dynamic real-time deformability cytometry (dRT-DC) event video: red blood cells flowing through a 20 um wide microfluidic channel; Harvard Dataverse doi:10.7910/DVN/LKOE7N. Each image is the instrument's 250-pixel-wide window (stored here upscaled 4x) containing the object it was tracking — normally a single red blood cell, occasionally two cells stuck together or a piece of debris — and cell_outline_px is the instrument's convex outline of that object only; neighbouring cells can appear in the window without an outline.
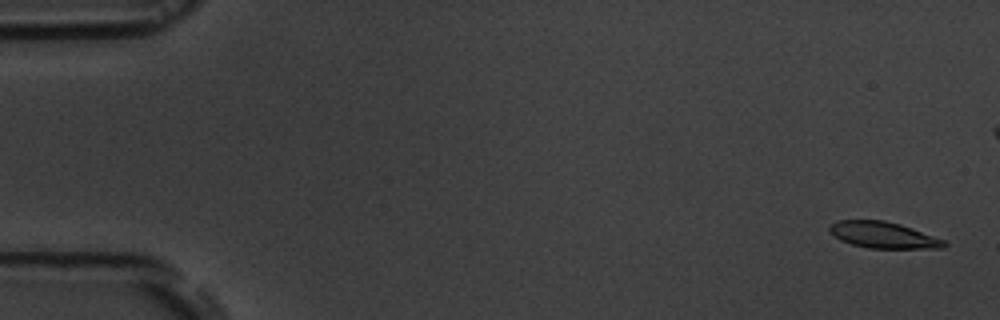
{"species": "common noctule bat (a hibernating species)", "species_latin": "Nyctalus noctula", "temperature_condition": "room temperature", "stored_images_in_passage": 7, "camera_frame_rate_fps": 3000, "um_per_image_px": 0.085, "animal": {"sex": "male", "body_mass_g": 19.5, "forearm_length_mm": 54.6}, "frame": {"image": 1, "passage_image": 1, "time_ms": 0.0, "image_size_px": [1000, 320], "cell_outline_px": [[948, 244], [944, 248], [868, 248], [852, 244], [840, 240], [828, 228], [836, 220], [884, 220], [900, 224], [912, 228], [944, 240]], "centroid_in_image_um": [75.09, 19.97], "position_along_channel_um": 9.9, "area_um2": 17.4}}
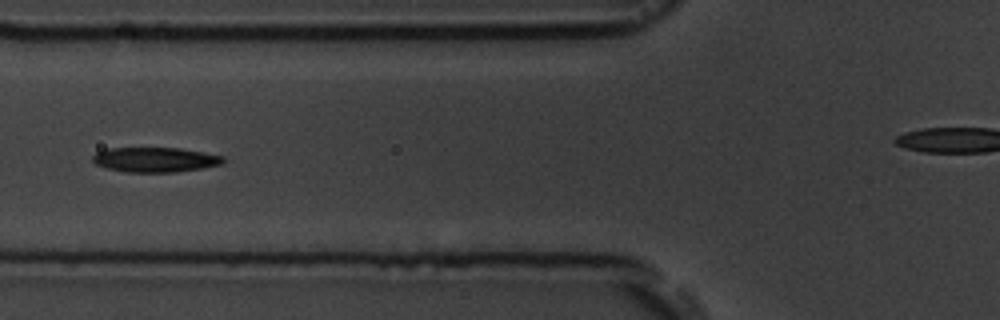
{"frame": {"image": 2, "passage_image": 7, "time_ms": 6.667, "image_size_px": [1000, 320], "cell_outline_px": [[228, 160], [224, 164], [204, 168], [176, 172], [124, 172], [108, 168], [96, 164], [92, 160], [92, 156], [96, 152], [108, 148], [180, 148], [204, 152], [224, 156]], "centroid_in_image_um": [13.25, 13.57], "position_along_channel_um": 112.5, "area_um2": 19.13}}